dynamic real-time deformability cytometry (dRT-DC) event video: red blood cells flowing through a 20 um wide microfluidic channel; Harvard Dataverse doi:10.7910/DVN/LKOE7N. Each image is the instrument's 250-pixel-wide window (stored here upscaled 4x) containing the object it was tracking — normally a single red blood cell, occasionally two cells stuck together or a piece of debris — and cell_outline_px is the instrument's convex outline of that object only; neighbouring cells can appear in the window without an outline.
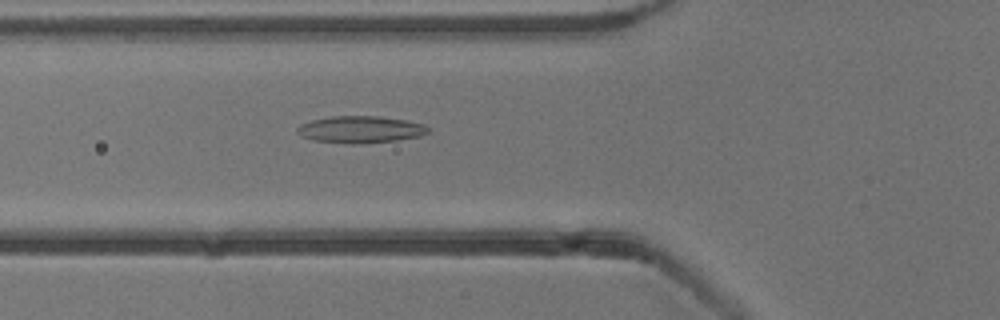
{"species": "common noctule bat (a hibernating species)", "species_latin": "Nyctalus noctula", "temperature_condition": "cold", "stored_images_in_passage": 54, "camera_frame_rate_fps": 3000, "um_per_image_px": 0.085, "animal": {"sex": "male", "body_mass_g": 13.3}, "frame": {"image": 1, "passage_image": 20, "time_ms": 6.333, "image_size_px": [1000, 320], "cell_outline_px": [[428, 132], [420, 136], [396, 140], [360, 144], [352, 144], [312, 140], [300, 136], [296, 132], [296, 128], [300, 124], [312, 120], [328, 116], [380, 116], [404, 120], [424, 124], [428, 128]], "centroid_in_image_um": [30.58, 11.0], "position_along_channel_um": 95.2, "area_um2": 20.63}}
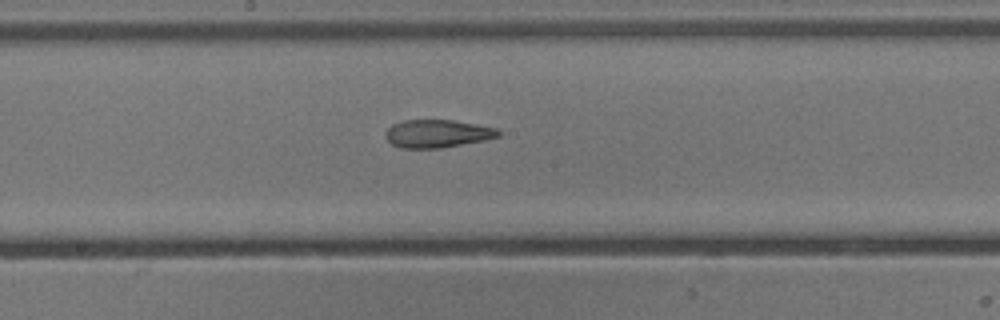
{"frame": {"image": 2, "passage_image": 29, "time_ms": 9.333, "image_size_px": [1000, 320], "cell_outline_px": [[500, 136], [484, 140], [440, 148], [400, 148], [392, 144], [384, 136], [388, 128], [392, 124], [404, 120], [456, 120], [496, 128], [500, 132]], "centroid_in_image_um": [37.16, 11.35], "position_along_channel_um": 211.0, "area_um2": 18.32}}
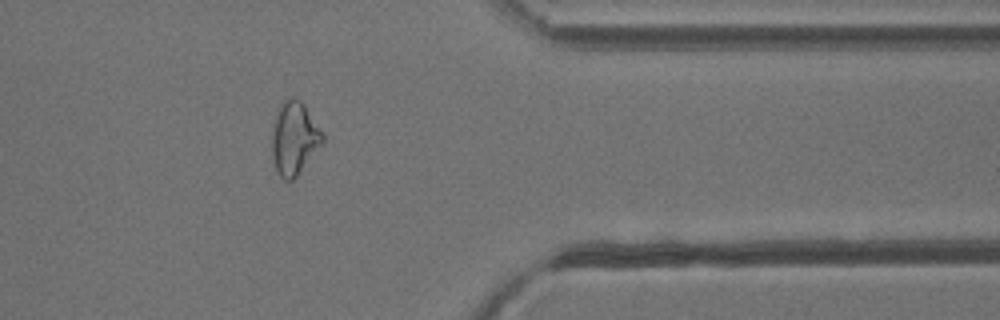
{"frame": {"image": 3, "passage_image": 44, "time_ms": 14.333, "image_size_px": [1000, 320], "cell_outline_px": [[324, 140], [296, 176], [292, 180], [284, 180], [276, 172], [272, 156], [272, 132], [276, 108], [288, 96], [292, 96], [300, 100], [304, 104], [324, 132]], "centroid_in_image_um": [24.99, 11.7], "position_along_channel_um": 386.4, "area_um2": 21.68}, "authors_computed_cell_mechanics": {"area_um2": 20.6924, "velocity_mm_per_s": 3.8277, "shape_relaxation_time_tau1_ms": null, "shape_relaxation_time_tau2_ms": 3.3034, "deformation_change_tau1": null, "deformation_change_tau2": 0.1172}}